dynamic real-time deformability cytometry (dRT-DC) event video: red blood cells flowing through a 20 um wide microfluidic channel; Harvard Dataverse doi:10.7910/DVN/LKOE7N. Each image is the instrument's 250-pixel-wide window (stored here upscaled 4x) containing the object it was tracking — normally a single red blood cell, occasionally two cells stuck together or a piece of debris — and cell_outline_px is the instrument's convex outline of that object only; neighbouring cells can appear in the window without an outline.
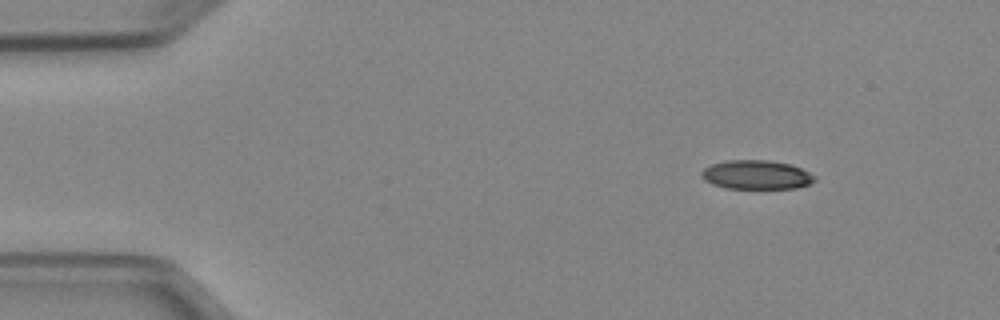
{"species": "Egyptian fruit bat (a non-hibernating species)", "species_latin": "Rousettus aegyptiacus", "temperature_condition": "cold", "stored_images_in_passage": 4, "camera_frame_rate_fps": 3000, "um_per_image_px": 0.085, "animal": {"sex": "female"}, "frame": {"image": 1, "passage_image": 1, "time_ms": 0.0, "image_size_px": [1000, 320], "cell_outline_px": [[816, 180], [812, 184], [796, 188], [724, 188], [712, 184], [704, 180], [700, 176], [700, 172], [704, 168], [712, 164], [724, 160], [768, 160], [792, 164], [816, 176]], "centroid_in_image_um": [64.29, 14.85], "position_along_channel_um": 20.7, "area_um2": 19.36}}